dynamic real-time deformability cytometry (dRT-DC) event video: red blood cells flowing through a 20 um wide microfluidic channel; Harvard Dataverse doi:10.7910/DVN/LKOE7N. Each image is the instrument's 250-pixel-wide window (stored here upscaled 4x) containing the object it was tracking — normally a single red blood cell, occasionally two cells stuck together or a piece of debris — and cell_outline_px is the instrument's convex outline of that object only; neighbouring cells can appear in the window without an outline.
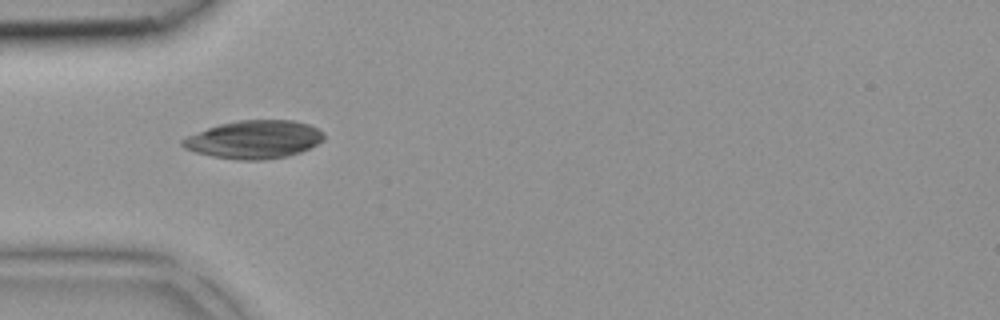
{"species": "common noctule bat (a hibernating species)", "species_latin": "Nyctalus noctula", "temperature_condition": "room temperature", "stored_images_in_passage": 18, "camera_frame_rate_fps": 3000, "um_per_image_px": 0.085, "animal": {"sex": "female", "body_mass_g": 18.4}, "frame": {"image": 1, "passage_image": 1, "time_ms": 0.0, "image_size_px": [1000, 320], "cell_outline_px": [[324, 140], [300, 152], [288, 156], [260, 160], [240, 160], [212, 156], [196, 152], [184, 148], [180, 144], [180, 140], [188, 136], [208, 128], [220, 124], [240, 120], [292, 120], [308, 124], [324, 132]], "centroid_in_image_um": [21.6, 11.86], "position_along_channel_um": 63.4, "area_um2": 31.15}}